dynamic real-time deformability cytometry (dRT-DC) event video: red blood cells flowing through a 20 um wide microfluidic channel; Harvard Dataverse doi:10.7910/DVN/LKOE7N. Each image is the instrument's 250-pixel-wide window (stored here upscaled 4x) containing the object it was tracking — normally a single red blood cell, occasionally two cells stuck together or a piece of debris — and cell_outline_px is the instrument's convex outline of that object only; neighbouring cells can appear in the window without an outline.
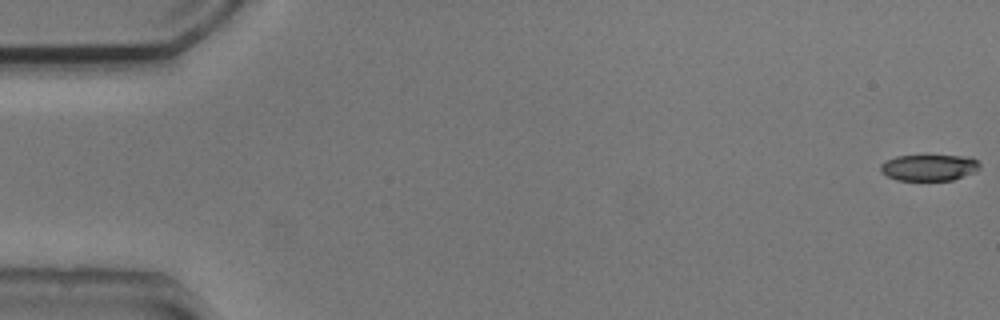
{"species": "common noctule bat (a hibernating species)", "species_latin": "Nyctalus noctula", "temperature_condition": "cold", "stored_images_in_passage": 2, "camera_frame_rate_fps": 3000, "um_per_image_px": 0.085, "animal": {"sex": "male", "body_mass_g": 20.5, "forearm_length_mm": 52.5}, "frame": {"image": 1, "passage_image": 1, "time_ms": 0.0, "image_size_px": [1000, 320], "cell_outline_px": [[980, 168], [976, 172], [952, 180], [896, 180], [880, 172], [880, 164], [896, 156], [924, 152], [972, 156], [980, 164]], "centroid_in_image_um": [79.0, 14.17], "position_along_channel_um": 6.0, "area_um2": 16.3}}